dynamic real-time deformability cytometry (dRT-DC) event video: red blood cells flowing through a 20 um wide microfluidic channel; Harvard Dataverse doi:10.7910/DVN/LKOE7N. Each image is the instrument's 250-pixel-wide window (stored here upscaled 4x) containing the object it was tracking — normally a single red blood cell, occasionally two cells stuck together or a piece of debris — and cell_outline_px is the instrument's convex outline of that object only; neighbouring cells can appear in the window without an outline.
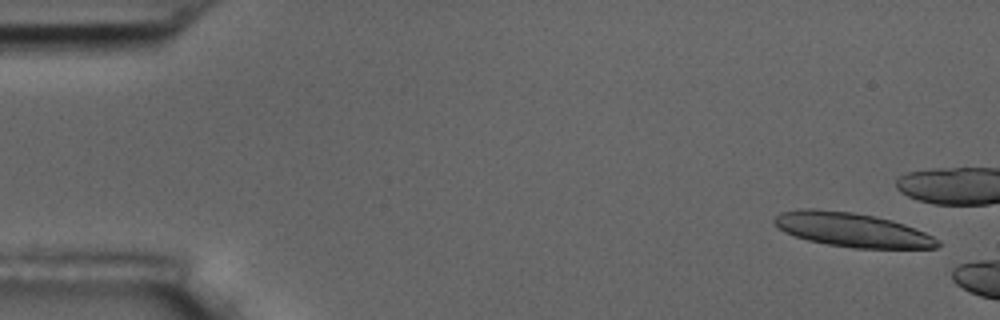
{"species": "common noctule bat (a hibernating species)", "species_latin": "Nyctalus noctula", "temperature_condition": "room temperature", "stored_images_in_passage": 2, "camera_frame_rate_fps": 3000, "um_per_image_px": 0.085, "animal": {"sex": "male", "body_mass_g": 17.5, "forearm_length_mm": 52.3}, "frame": {"image": 1, "passage_image": 1, "time_ms": 0.0, "image_size_px": [1000, 320], "cell_outline_px": [[940, 244], [936, 248], [852, 248], [828, 244], [808, 240], [784, 232], [772, 220], [780, 212], [800, 208], [816, 208], [852, 212], [876, 216], [892, 220], [904, 224], [924, 232], [940, 240]], "centroid_in_image_um": [72.42, 19.52], "position_along_channel_um": 12.6, "area_um2": 32.48}}